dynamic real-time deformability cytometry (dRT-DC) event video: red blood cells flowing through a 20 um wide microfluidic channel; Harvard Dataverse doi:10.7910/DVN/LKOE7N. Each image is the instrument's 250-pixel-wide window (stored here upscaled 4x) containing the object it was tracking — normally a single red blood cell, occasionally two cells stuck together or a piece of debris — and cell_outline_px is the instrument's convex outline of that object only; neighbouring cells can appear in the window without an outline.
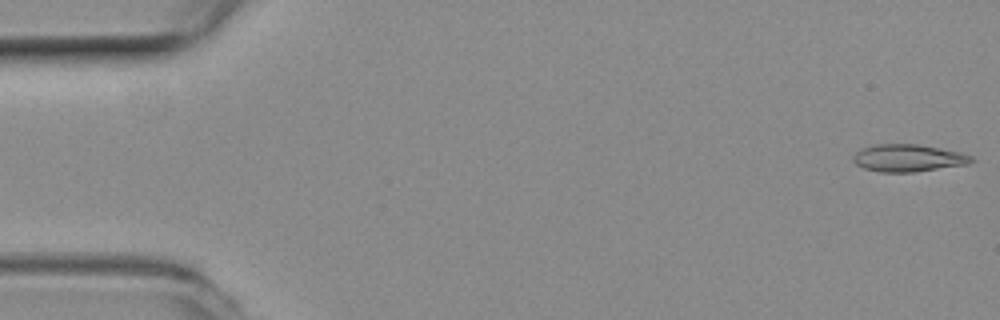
{"species": "common noctule bat (a hibernating species)", "species_latin": "Nyctalus noctula", "temperature_condition": "room temperature", "stored_images_in_passage": 55, "camera_frame_rate_fps": 3000, "um_per_image_px": 0.085, "animal": {"sex": "female", "body_mass_g": 19.3, "forearm_length_mm": 54.1}, "frame": {"image": 1, "passage_image": 1, "time_ms": 0.0, "image_size_px": [1000, 320], "cell_outline_px": [[976, 160], [968, 164], [912, 172], [880, 172], [864, 168], [856, 164], [852, 160], [852, 156], [860, 148], [876, 144], [916, 144], [940, 148], [960, 152], [972, 156]], "centroid_in_image_um": [77.18, 13.43], "position_along_channel_um": 7.8, "area_um2": 18.84}}
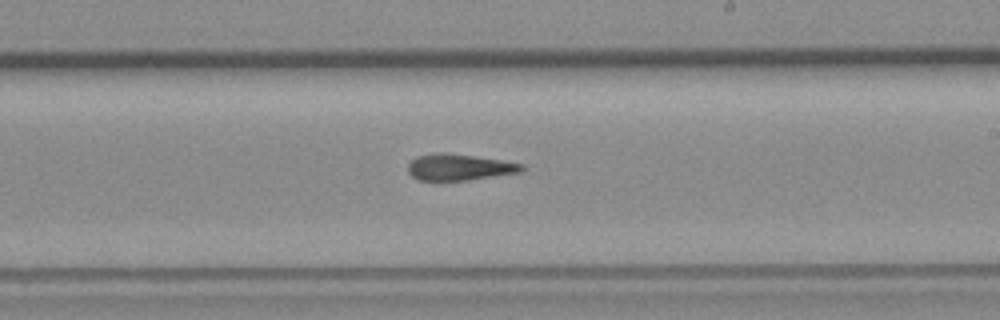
{"frame": {"image": 2, "passage_image": 32, "time_ms": 10.333, "image_size_px": [1000, 320], "cell_outline_px": [[524, 168], [520, 172], [468, 180], [416, 180], [408, 172], [408, 164], [416, 156], [436, 152], [448, 152], [500, 160], [524, 164]], "centroid_in_image_um": [38.99, 14.2], "position_along_channel_um": 250.0, "area_um2": 17.46}}
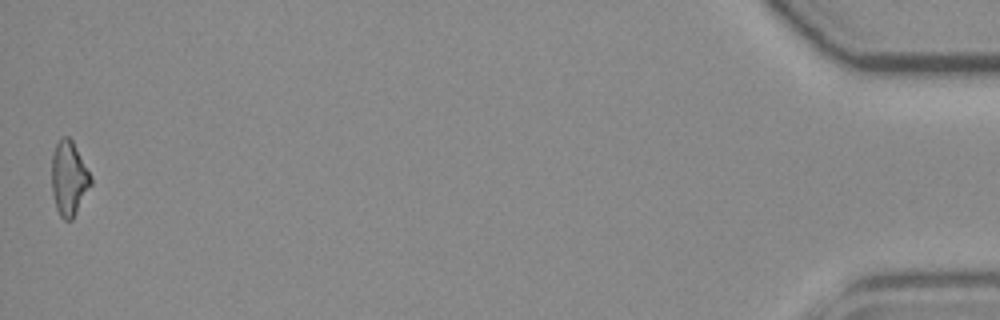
{"frame": {"image": 3, "passage_image": 55, "time_ms": 18.0, "image_size_px": [1000, 320], "cell_outline_px": [[92, 184], [72, 220], [64, 220], [60, 216], [56, 208], [52, 192], [52, 152], [60, 136], [68, 136], [72, 140], [92, 176]], "centroid_in_image_um": [5.86, 15.14], "position_along_channel_um": 429.3, "area_um2": 17.11}, "authors_computed_cell_mechanics": {"area_um2": 18.1492, "velocity_mm_per_s": 3.6865, "shape_relaxation_time_tau1_ms": null, "shape_relaxation_time_tau2_ms": 5.6756, "deformation_change_tau1": null, "deformation_change_tau2": 0.1632}}